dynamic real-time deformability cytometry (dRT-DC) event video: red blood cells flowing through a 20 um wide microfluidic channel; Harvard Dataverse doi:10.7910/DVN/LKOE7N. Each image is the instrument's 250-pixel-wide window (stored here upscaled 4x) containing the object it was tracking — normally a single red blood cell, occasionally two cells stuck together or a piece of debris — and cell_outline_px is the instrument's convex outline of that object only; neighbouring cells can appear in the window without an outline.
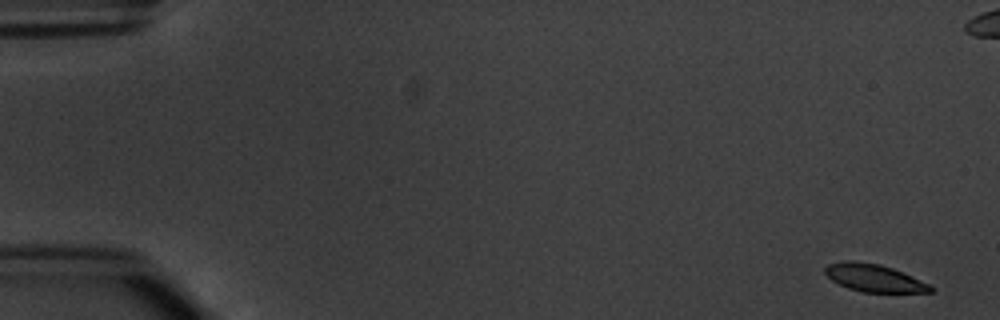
{"species": "common noctule bat (a hibernating species)", "species_latin": "Nyctalus noctula", "temperature_condition": "warm", "stored_images_in_passage": 6, "camera_frame_rate_fps": 3000, "um_per_image_px": 0.085, "animal": {"sex": "male", "body_mass_g": 20.1, "forearm_length_mm": 53.5}, "frame": {"image": 1, "passage_image": 1, "time_ms": 0.0, "image_size_px": [1000, 320], "cell_outline_px": [[932, 292], [864, 292], [848, 288], [832, 280], [824, 272], [824, 268], [828, 264], [844, 260], [856, 260], [880, 264], [892, 268], [912, 276], [928, 284], [932, 288]], "centroid_in_image_um": [74.25, 23.61], "position_along_channel_um": 10.8, "area_um2": 16.82}}